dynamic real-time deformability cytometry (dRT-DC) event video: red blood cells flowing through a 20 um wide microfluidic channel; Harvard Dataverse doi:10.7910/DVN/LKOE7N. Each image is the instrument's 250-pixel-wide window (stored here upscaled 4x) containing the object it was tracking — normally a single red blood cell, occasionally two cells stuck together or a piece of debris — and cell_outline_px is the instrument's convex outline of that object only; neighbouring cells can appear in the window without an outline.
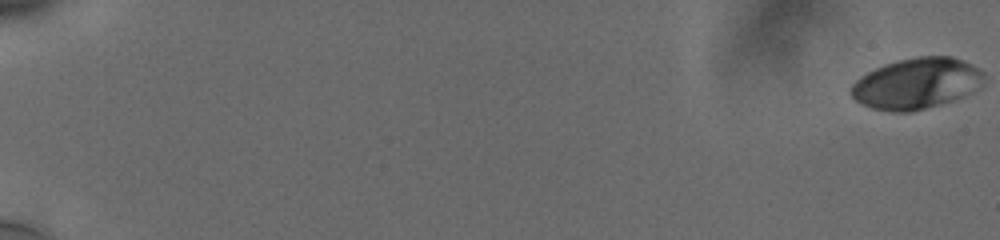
{"species": "human", "species_latin": "Homo sapiens", "temperature_condition": "cold", "stored_images_in_passage": 70, "camera_frame_rate_fps": 3000, "um_per_image_px": 0.085, "donor": {"sex": "male"}, "frame": {"image": 1, "passage_image": 1, "time_ms": 0.0, "image_size_px": [1000, 240], "cell_outline_px": [[984, 72], [968, 92], [964, 96], [952, 100], [912, 112], [892, 112], [872, 108], [860, 104], [848, 92], [852, 84], [860, 76], [884, 64], [916, 56], [952, 56]], "centroid_in_image_um": [77.76, 7.1], "position_along_channel_um": 7.2, "area_um2": 38.55}}
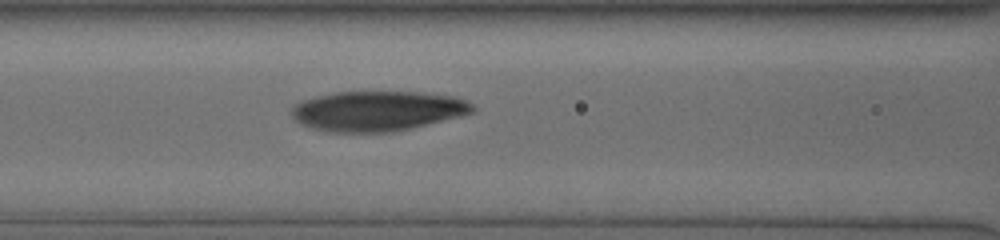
{"frame": {"image": 2, "passage_image": 59, "time_ms": 9.333, "image_size_px": [1000, 240], "cell_outline_px": [[476, 112], [460, 116], [392, 132], [328, 132], [312, 128], [300, 124], [292, 116], [292, 108], [300, 100], [332, 92], [416, 92], [452, 96], [464, 100], [472, 104], [476, 108]], "centroid_in_image_um": [32.05, 9.43], "position_along_channel_um": 134.5, "area_um2": 42.08}}
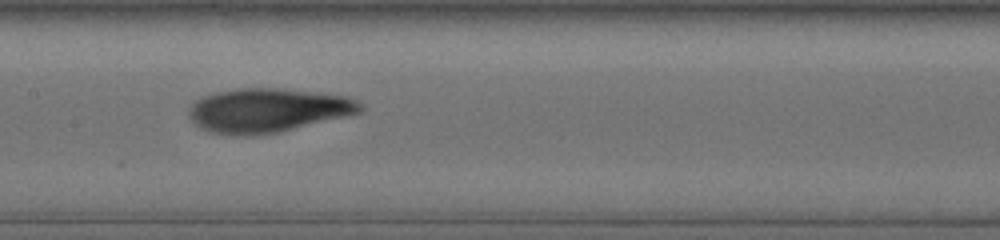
{"frame": {"image": 3, "passage_image": 69, "time_ms": 10.667, "image_size_px": [1000, 240], "cell_outline_px": [[364, 108], [360, 112], [276, 132], [212, 132], [200, 128], [192, 120], [188, 112], [192, 104], [196, 100], [204, 96], [216, 92], [236, 88], [276, 88], [344, 96], [356, 100]], "centroid_in_image_um": [22.73, 9.32], "position_along_channel_um": 184.7, "area_um2": 42.02}}